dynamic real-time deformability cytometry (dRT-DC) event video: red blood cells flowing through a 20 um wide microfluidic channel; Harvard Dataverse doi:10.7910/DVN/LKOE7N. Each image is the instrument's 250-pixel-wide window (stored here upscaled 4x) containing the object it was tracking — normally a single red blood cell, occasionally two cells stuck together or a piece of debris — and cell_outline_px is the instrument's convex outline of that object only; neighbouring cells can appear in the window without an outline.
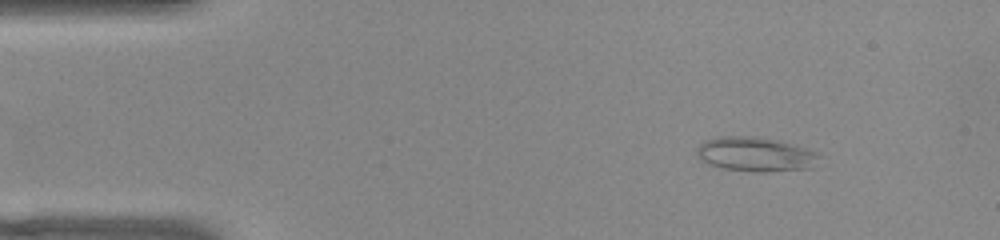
{"species": "common noctule bat (a hibernating species)", "species_latin": "Nyctalus noctula", "temperature_condition": "warm", "stored_images_in_passage": 45, "camera_frame_rate_fps": 3000, "um_per_image_px": 0.085, "animal": {"sex": "female", "body_mass_g": 22.0, "forearm_length_mm": 56.7}, "frame": {"image": 1, "passage_image": 1, "time_ms": 0.0, "image_size_px": [1000, 240], "cell_outline_px": [[820, 156], [812, 168], [768, 172], [756, 172], [720, 168], [708, 164], [700, 160], [696, 156], [696, 148], [704, 140], [720, 136], [752, 136], [776, 140], [808, 148], [816, 152]], "centroid_in_image_um": [64.17, 13.12], "position_along_channel_um": 20.8, "area_um2": 24.8}}
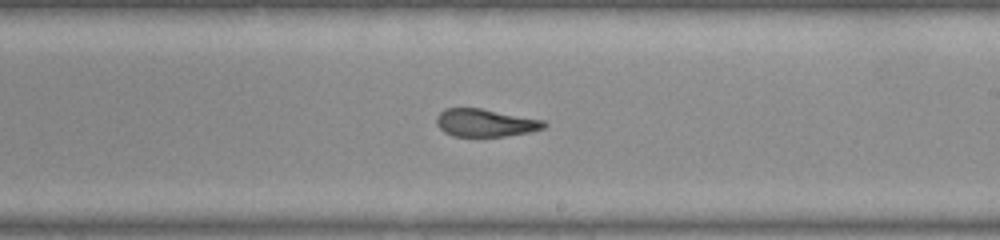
{"frame": {"image": 2, "passage_image": 24, "time_ms": 7.667, "image_size_px": [1000, 240], "cell_outline_px": [[548, 124], [544, 128], [528, 132], [504, 136], [452, 136], [444, 132], [436, 124], [436, 116], [444, 108], [480, 108], [544, 120]], "centroid_in_image_um": [41.22, 10.43], "position_along_channel_um": 247.8, "area_um2": 17.34}}
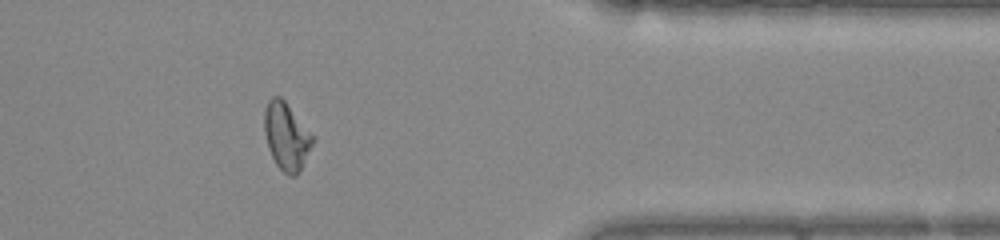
{"frame": {"image": 3, "passage_image": 36, "time_ms": 11.667, "image_size_px": [1000, 240], "cell_outline_px": [[316, 140], [300, 172], [296, 176], [288, 176], [276, 164], [268, 148], [264, 132], [264, 108], [268, 100], [272, 96], [280, 96], [284, 100], [316, 136]], "centroid_in_image_um": [24.38, 11.58], "position_along_channel_um": 387.0, "area_um2": 19.54}, "authors_computed_cell_mechanics": {"area_um2": 19.1896, "velocity_mm_per_s": 3.9878, "shape_relaxation_time_tau1_ms": null, "shape_relaxation_time_tau2_ms": 1.4239, "deformation_change_tau1": null, "deformation_change_tau2": 0.092}}